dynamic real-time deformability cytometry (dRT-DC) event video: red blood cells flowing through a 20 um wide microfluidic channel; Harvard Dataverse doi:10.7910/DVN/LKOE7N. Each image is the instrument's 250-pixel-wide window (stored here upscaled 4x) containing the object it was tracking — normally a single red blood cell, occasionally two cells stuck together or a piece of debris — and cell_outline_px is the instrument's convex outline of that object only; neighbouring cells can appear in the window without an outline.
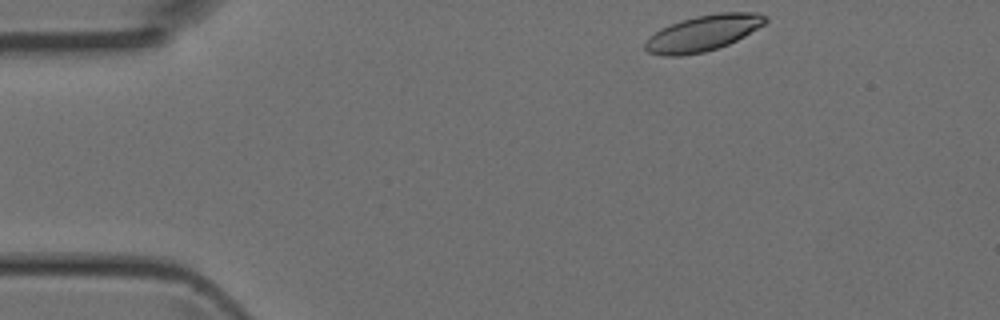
{"species": "Egyptian fruit bat (a non-hibernating species)", "species_latin": "Rousettus aegyptiacus", "temperature_condition": "room temperature", "stored_images_in_passage": 3, "camera_frame_rate_fps": 3000, "um_per_image_px": 0.085, "animal": {"sex": "female"}, "frame": {"image": 1, "passage_image": 1, "time_ms": 0.0, "image_size_px": [1000, 320], "cell_outline_px": [[768, 20], [764, 24], [744, 36], [728, 44], [704, 52], [680, 56], [664, 56], [648, 52], [644, 48], [644, 44], [648, 36], [660, 28], [696, 16], [720, 12], [760, 12], [768, 16]], "centroid_in_image_um": [59.76, 2.81], "position_along_channel_um": 25.2, "area_um2": 25.09}}
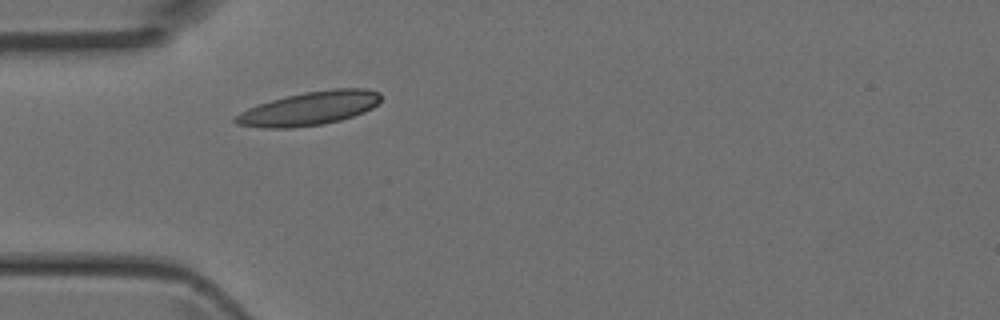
{"frame": {"image": 2, "passage_image": 3, "time_ms": 0.667, "image_size_px": [1000, 320], "cell_outline_px": [[380, 100], [372, 108], [364, 112], [340, 120], [324, 124], [292, 128], [260, 128], [236, 124], [232, 120], [240, 112], [248, 108], [272, 100], [304, 92], [332, 88], [364, 88], [380, 92]], "centroid_in_image_um": [26.29, 9.22], "position_along_channel_um": 58.7, "area_um2": 28.44}}